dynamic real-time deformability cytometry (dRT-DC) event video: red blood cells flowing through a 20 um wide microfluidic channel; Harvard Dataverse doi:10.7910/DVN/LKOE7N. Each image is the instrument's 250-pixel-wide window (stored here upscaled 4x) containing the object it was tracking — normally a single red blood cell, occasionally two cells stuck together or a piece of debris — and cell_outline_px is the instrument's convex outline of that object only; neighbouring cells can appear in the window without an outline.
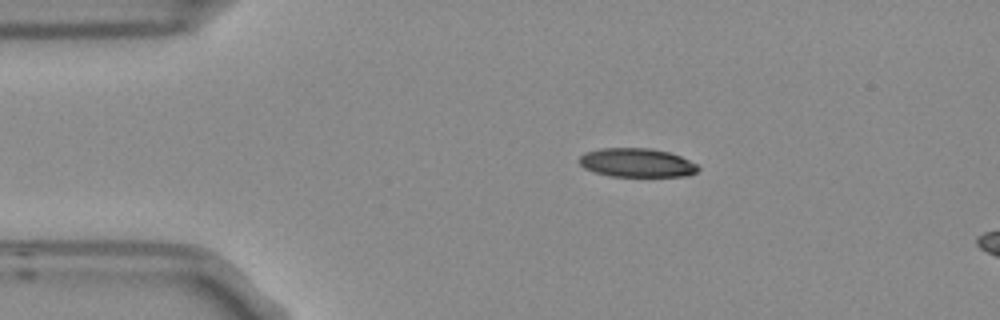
{"species": "Egyptian fruit bat (a non-hibernating species)", "species_latin": "Rousettus aegyptiacus", "temperature_condition": "room temperature", "stored_images_in_passage": 3, "camera_frame_rate_fps": 3000, "um_per_image_px": 0.085, "frame": {"image": 1, "passage_image": 1, "time_ms": 0.0, "image_size_px": [1000, 320], "cell_outline_px": [[700, 168], [696, 172], [688, 176], [612, 176], [596, 172], [584, 168], [580, 164], [580, 156], [584, 152], [600, 148], [652, 148], [668, 152], [680, 156], [696, 164]], "centroid_in_image_um": [54.13, 13.82], "position_along_channel_um": 30.9, "area_um2": 19.88}}